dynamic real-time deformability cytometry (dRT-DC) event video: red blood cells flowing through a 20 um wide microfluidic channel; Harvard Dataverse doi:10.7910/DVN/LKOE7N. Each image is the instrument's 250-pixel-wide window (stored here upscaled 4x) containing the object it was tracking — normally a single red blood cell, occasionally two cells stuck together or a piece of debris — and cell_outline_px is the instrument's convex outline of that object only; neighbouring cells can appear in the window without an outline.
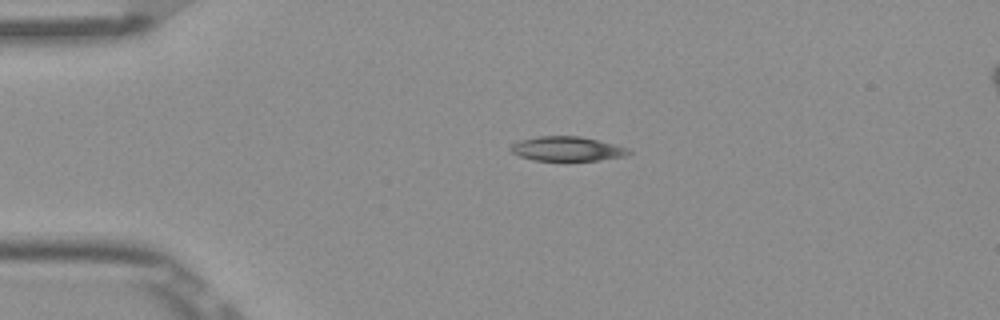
{"species": "Egyptian fruit bat (a non-hibernating species)", "species_latin": "Rousettus aegyptiacus", "temperature_condition": "room temperature", "stored_images_in_passage": 41, "camera_frame_rate_fps": 3000, "um_per_image_px": 0.085, "frame": {"image": 1, "passage_image": 1, "time_ms": 0.0, "image_size_px": [1000, 320], "cell_outline_px": [[632, 152], [628, 156], [600, 160], [532, 160], [520, 156], [512, 152], [508, 148], [512, 144], [520, 140], [540, 136], [580, 136], [628, 148]], "centroid_in_image_um": [48.2, 12.65], "position_along_channel_um": 36.8, "area_um2": 16.7}}
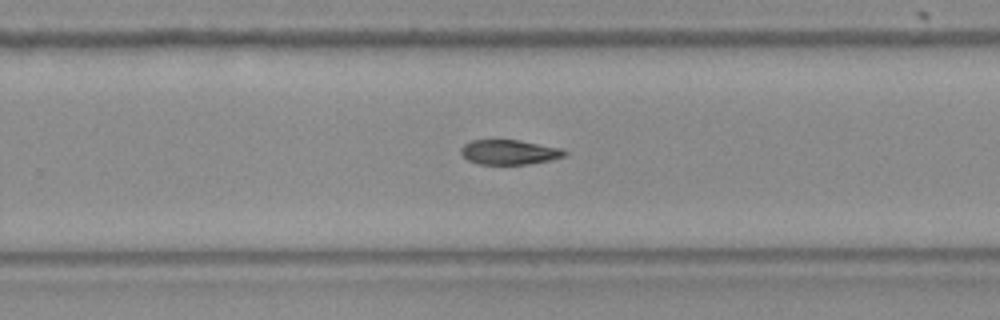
{"frame": {"image": 2, "passage_image": 23, "time_ms": 7.333, "image_size_px": [1000, 320], "cell_outline_px": [[568, 156], [528, 164], [476, 164], [468, 160], [460, 152], [460, 148], [464, 144], [472, 140], [520, 140], [564, 148], [568, 152]], "centroid_in_image_um": [43.33, 12.93], "position_along_channel_um": 286.5, "area_um2": 15.14}}
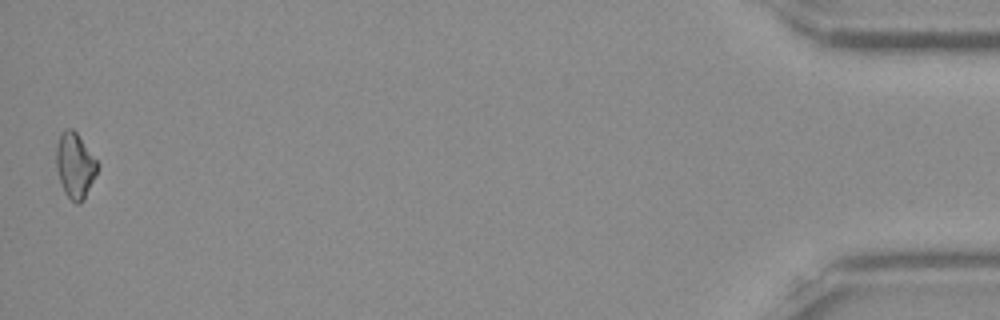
{"frame": {"image": 3, "passage_image": 41, "time_ms": 13.333, "image_size_px": [1000, 320], "cell_outline_px": [[100, 164], [84, 200], [80, 204], [76, 204], [64, 192], [56, 168], [56, 144], [60, 132], [64, 128], [72, 128], [76, 132]], "centroid_in_image_um": [6.37, 14.04], "position_along_channel_um": 428.8, "area_um2": 15.78}, "authors_computed_cell_mechanics": {"area_um2": 15.8372, "velocity_mm_per_s": 3.9017, "shape_relaxation_time_tau1_ms": 7.528, "shape_relaxation_time_tau2_ms": null, "deformation_change_tau1": 0.147, "deformation_change_tau2": null}}